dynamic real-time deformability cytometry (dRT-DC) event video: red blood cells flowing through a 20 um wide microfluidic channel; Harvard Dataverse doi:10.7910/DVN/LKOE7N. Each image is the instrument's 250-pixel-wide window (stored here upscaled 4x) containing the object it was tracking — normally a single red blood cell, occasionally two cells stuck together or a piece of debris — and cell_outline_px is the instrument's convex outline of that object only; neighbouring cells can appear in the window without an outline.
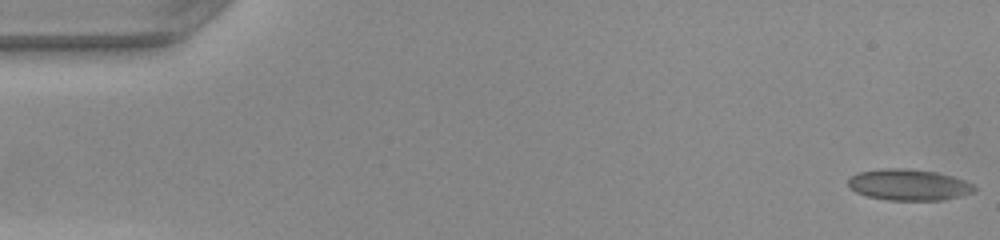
{"species": "common noctule bat (a hibernating species)", "species_latin": "Nyctalus noctula", "temperature_condition": "warm", "stored_images_in_passage": 50, "camera_frame_rate_fps": 3000, "um_per_image_px": 0.085, "animal": {"sex": "female", "body_mass_g": 22.0, "forearm_length_mm": 56.7}, "frame": {"image": 1, "passage_image": 1, "time_ms": 0.0, "image_size_px": [1000, 240], "cell_outline_px": [[976, 188], [972, 192], [944, 200], [888, 200], [868, 196], [856, 192], [848, 188], [848, 180], [856, 172], [880, 168], [908, 168], [936, 172], [952, 176], [964, 180], [972, 184]], "centroid_in_image_um": [77.19, 15.69], "position_along_channel_um": 7.8, "area_um2": 23.0}}
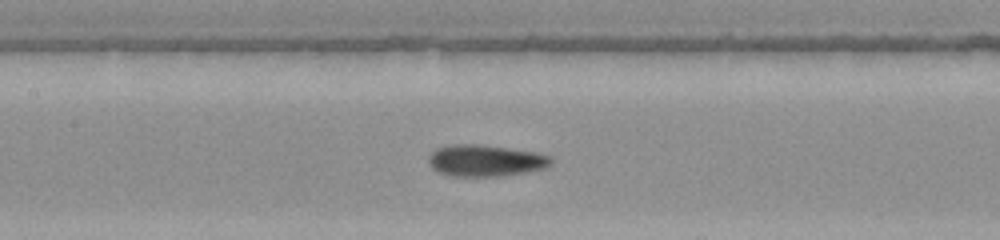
{"frame": {"image": 2, "passage_image": 23, "time_ms": 7.333, "image_size_px": [1000, 240], "cell_outline_px": [[552, 164], [548, 168], [504, 176], [452, 176], [440, 172], [432, 168], [428, 164], [428, 156], [436, 148], [452, 144], [476, 144], [508, 148], [536, 152], [552, 156]], "centroid_in_image_um": [41.29, 13.65], "position_along_channel_um": 166.1, "area_um2": 22.77}}
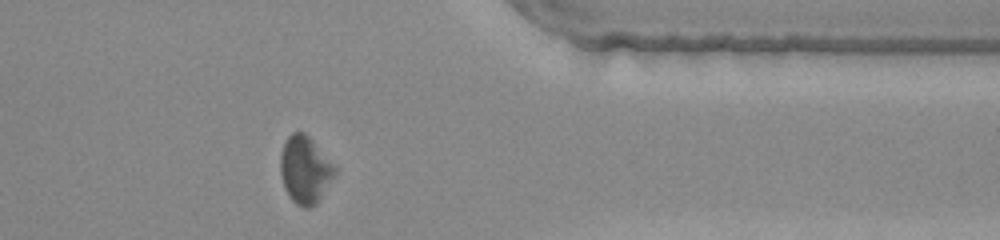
{"frame": {"image": 3, "passage_image": 40, "time_ms": 13.0, "image_size_px": [1000, 240], "cell_outline_px": [[336, 172], [316, 204], [308, 208], [304, 208], [296, 204], [292, 200], [284, 188], [280, 172], [280, 156], [284, 144], [288, 136], [292, 132], [304, 132], [308, 136], [336, 168]], "centroid_in_image_um": [25.89, 14.44], "position_along_channel_um": 385.5, "area_um2": 20.92}, "authors_computed_cell_mechanics": {"area_um2": 21.6461, "velocity_mm_per_s": 4.1395, "shape_relaxation_time_tau1_ms": 8.3175, "shape_relaxation_time_tau2_ms": 2.539, "deformation_change_tau1": 0.1844, "deformation_change_tau2": 0.0818}}